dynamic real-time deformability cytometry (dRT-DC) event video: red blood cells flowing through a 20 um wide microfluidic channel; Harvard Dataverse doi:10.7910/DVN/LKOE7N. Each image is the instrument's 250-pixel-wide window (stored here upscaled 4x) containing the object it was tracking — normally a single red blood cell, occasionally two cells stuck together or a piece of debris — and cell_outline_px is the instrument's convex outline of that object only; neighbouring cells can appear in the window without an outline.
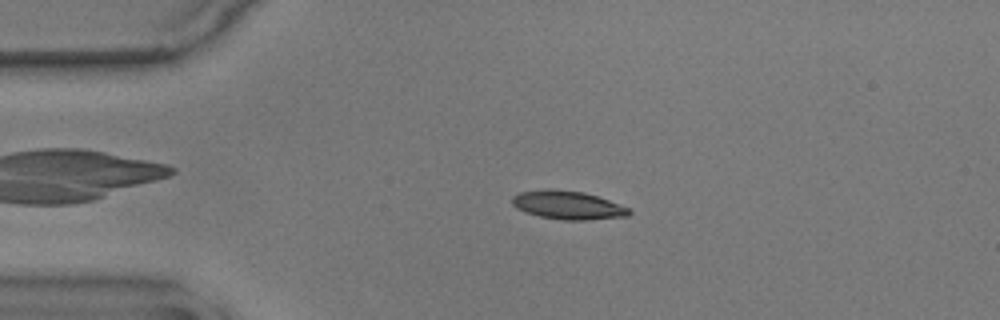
{"species": "common noctule bat (a hibernating species)", "species_latin": "Nyctalus noctula", "temperature_condition": "warm", "stored_images_in_passage": 48, "camera_frame_rate_fps": 3000, "um_per_image_px": 0.085, "animal": {"sex": "male", "body_mass_g": 17.9}, "frame": {"image": 1, "passage_image": 12, "time_ms": 3.667, "image_size_px": [1000, 320], "cell_outline_px": [[632, 212], [628, 216], [588, 220], [560, 220], [540, 216], [516, 208], [512, 204], [512, 196], [520, 192], [544, 188], [552, 188], [584, 192], [608, 200], [628, 208]], "centroid_in_image_um": [48.24, 17.42], "position_along_channel_um": 36.8, "area_um2": 19.42}}
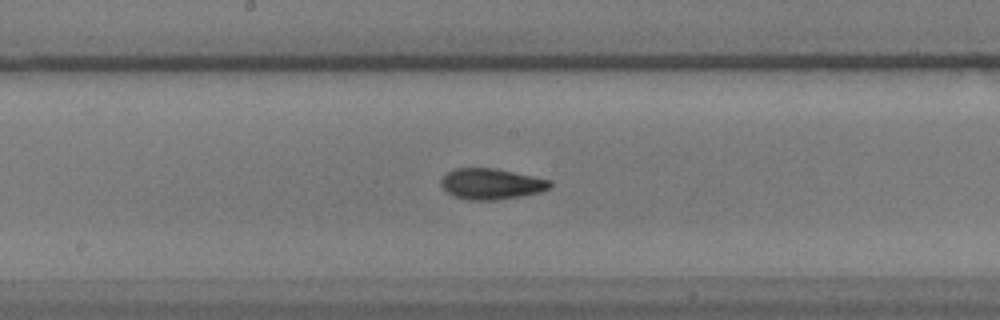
{"frame": {"image": 2, "passage_image": 29, "time_ms": 9.333, "image_size_px": [1000, 320], "cell_outline_px": [[552, 184], [548, 188], [540, 192], [520, 196], [496, 200], [468, 200], [452, 196], [440, 184], [440, 180], [444, 172], [452, 168], [496, 168], [552, 180]], "centroid_in_image_um": [41.71, 15.62], "position_along_channel_um": 206.5, "area_um2": 19.83}}
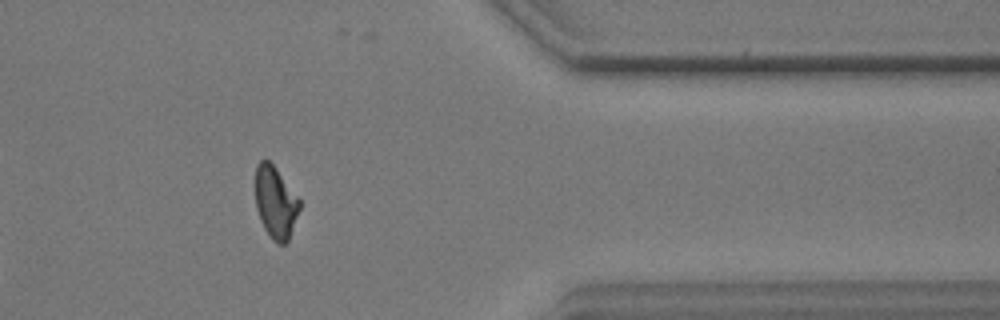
{"frame": {"image": 3, "passage_image": 46, "time_ms": 15.0, "image_size_px": [1000, 320], "cell_outline_px": [[300, 208], [288, 240], [284, 244], [280, 244], [272, 240], [264, 228], [260, 220], [256, 208], [256, 164], [260, 160], [268, 160], [276, 168], [300, 200]], "centroid_in_image_um": [23.41, 17.2], "position_along_channel_um": 388.0, "area_um2": 18.32}, "authors_computed_cell_mechanics": {"area_um2": 19.1318, "velocity_mm_per_s": 3.5452, "shape_relaxation_time_tau1_ms": 6.8681, "shape_relaxation_time_tau2_ms": 2.1682, "deformation_change_tau1": 0.1955, "deformation_change_tau2": 0.0837}}